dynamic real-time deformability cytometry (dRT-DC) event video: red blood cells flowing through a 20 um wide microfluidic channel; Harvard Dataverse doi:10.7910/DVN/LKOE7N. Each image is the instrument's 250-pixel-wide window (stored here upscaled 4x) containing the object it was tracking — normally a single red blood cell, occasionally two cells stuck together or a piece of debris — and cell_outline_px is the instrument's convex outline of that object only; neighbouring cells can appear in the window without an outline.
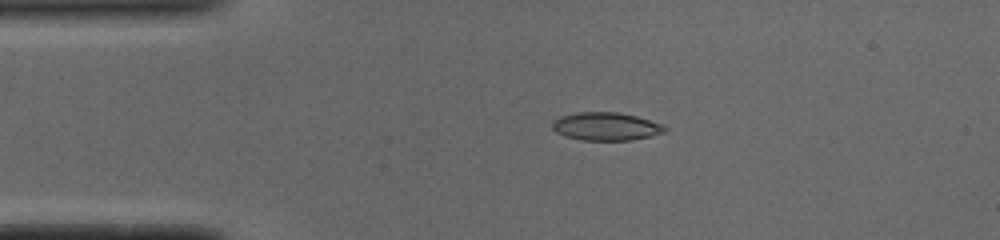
{"species": "common noctule bat (a hibernating species)", "species_latin": "Nyctalus noctula", "temperature_condition": "cold", "stored_images_in_passage": 51, "camera_frame_rate_fps": 3000, "um_per_image_px": 0.085, "animal": {"sex": "male", "body_mass_g": 19.0, "forearm_length_mm": 50.8}, "frame": {"image": 1, "passage_image": 10, "time_ms": 3.0, "image_size_px": [1000, 240], "cell_outline_px": [[668, 128], [664, 132], [632, 140], [584, 140], [564, 136], [556, 132], [552, 128], [552, 120], [560, 116], [580, 112], [616, 112], [636, 116], [660, 124]], "centroid_in_image_um": [51.45, 10.74], "position_along_channel_um": 33.5, "area_um2": 18.21}}
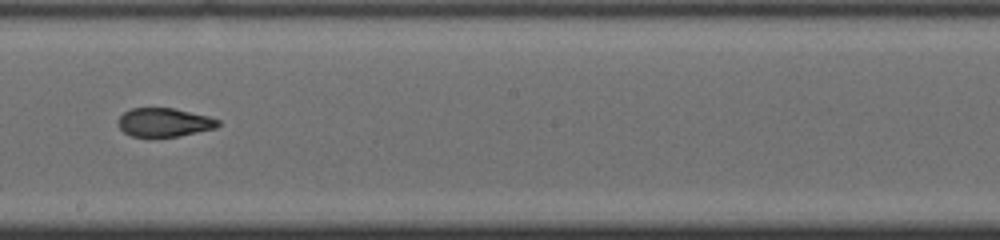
{"frame": {"image": 2, "passage_image": 28, "time_ms": 9.0, "image_size_px": [1000, 240], "cell_outline_px": [[220, 124], [216, 128], [180, 136], [132, 136], [124, 132], [120, 128], [120, 116], [124, 112], [132, 108], [172, 108], [208, 116], [220, 120]], "centroid_in_image_um": [13.99, 10.4], "position_along_channel_um": 234.2, "area_um2": 16.42}}
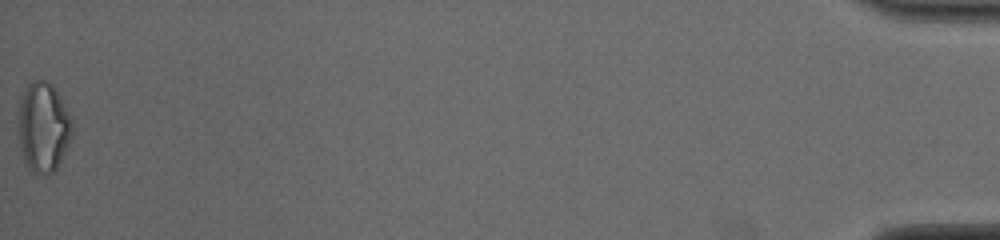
{"frame": {"image": 3, "passage_image": 51, "time_ms": 16.667, "image_size_px": [1000, 240], "cell_outline_px": [[72, 136], [56, 168], [48, 176], [36, 172], [28, 168], [24, 160], [20, 148], [20, 104], [24, 92], [28, 84], [32, 80], [44, 80], [52, 84], [60, 96], [72, 120]], "centroid_in_image_um": [3.7, 10.81], "position_along_channel_um": 431.5, "area_um2": 27.63}, "authors_computed_cell_mechanics": {"area_um2": 18.1492, "velocity_mm_per_s": 3.9189, "shape_relaxation_time_tau1_ms": null, "shape_relaxation_time_tau2_ms": 2.1305, "deformation_change_tau1": null, "deformation_change_tau2": 0.0851}}